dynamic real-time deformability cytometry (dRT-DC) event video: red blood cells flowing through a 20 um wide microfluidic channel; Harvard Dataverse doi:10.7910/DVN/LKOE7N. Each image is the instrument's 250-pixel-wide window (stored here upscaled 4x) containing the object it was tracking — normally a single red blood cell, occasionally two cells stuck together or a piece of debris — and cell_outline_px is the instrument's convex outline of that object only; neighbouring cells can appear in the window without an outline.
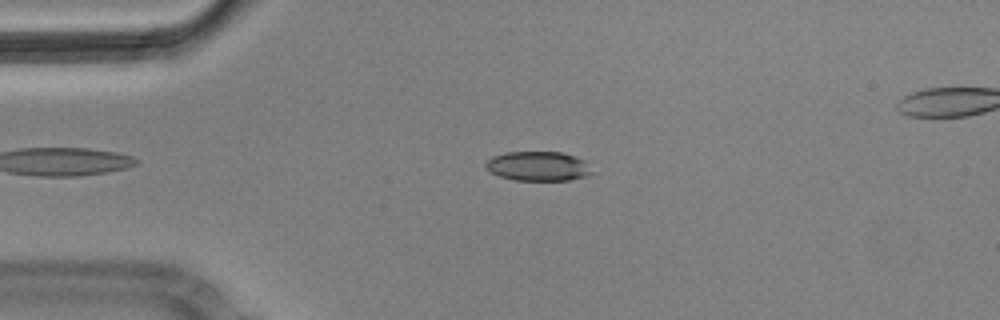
{"species": "Egyptian fruit bat (a non-hibernating species)", "species_latin": "Rousettus aegyptiacus", "temperature_condition": "cold", "stored_images_in_passage": 5, "camera_frame_rate_fps": 3000, "um_per_image_px": 0.085, "animal": {"sex": "male"}, "frame": {"image": 1, "passage_image": 3, "time_ms": 0.667, "image_size_px": [1000, 320], "cell_outline_px": [[592, 172], [588, 176], [568, 180], [516, 180], [500, 176], [484, 168], [484, 164], [492, 156], [504, 152], [560, 152], [576, 156], [584, 160]], "centroid_in_image_um": [45.72, 14.12], "position_along_channel_um": 39.3, "area_um2": 18.21}}